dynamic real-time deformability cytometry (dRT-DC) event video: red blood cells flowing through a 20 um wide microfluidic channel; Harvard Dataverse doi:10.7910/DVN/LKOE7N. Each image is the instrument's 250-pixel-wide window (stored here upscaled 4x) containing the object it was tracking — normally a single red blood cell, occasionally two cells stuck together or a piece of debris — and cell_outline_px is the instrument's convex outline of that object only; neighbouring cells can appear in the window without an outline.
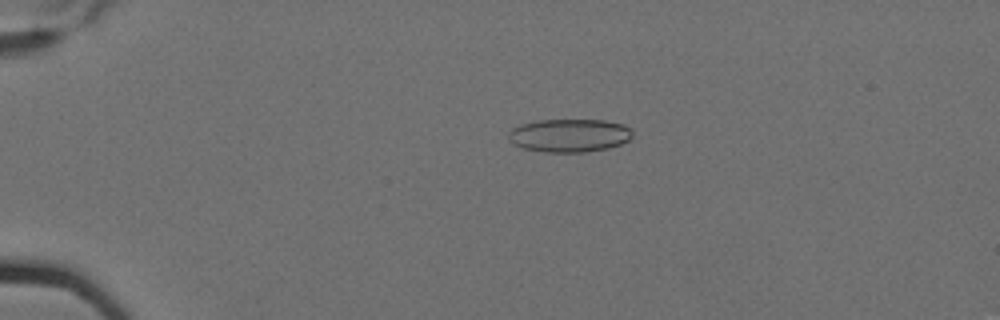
{"species": "Egyptian fruit bat (a non-hibernating species)", "species_latin": "Rousettus aegyptiacus", "temperature_condition": "cold", "stored_images_in_passage": 9, "camera_frame_rate_fps": 3000, "um_per_image_px": 0.085, "animal": {"sex": "female"}, "frame": {"image": 1, "passage_image": 4, "time_ms": 1.0, "image_size_px": [1000, 320], "cell_outline_px": [[632, 136], [628, 140], [620, 144], [608, 148], [584, 152], [544, 152], [520, 148], [508, 136], [508, 132], [512, 128], [520, 124], [536, 120], [604, 120], [624, 124], [632, 132]], "centroid_in_image_um": [48.38, 11.51], "position_along_channel_um": 36.6, "area_um2": 23.99}}
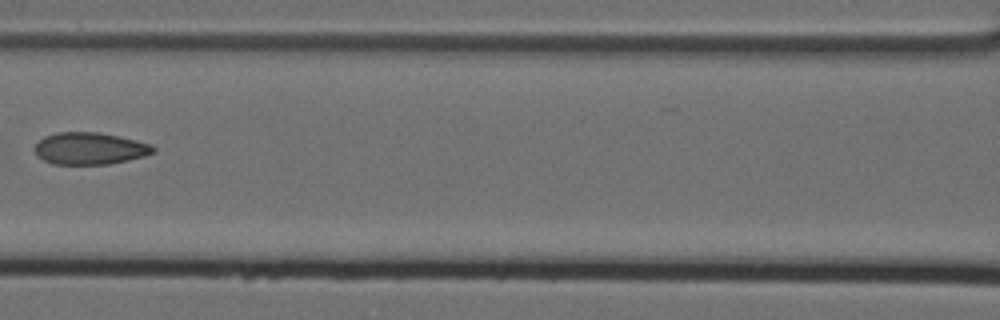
{"frame": {"image": 2, "passage_image": 8, "time_ms": 2.333, "image_size_px": [1000, 320], "cell_outline_px": [[156, 152], [144, 156], [128, 160], [108, 164], [52, 164], [36, 156], [36, 144], [44, 136], [56, 132], [96, 132], [120, 136], [152, 144], [156, 148]], "centroid_in_image_um": [7.66, 12.62], "position_along_channel_um": 158.9, "area_um2": 22.2}}
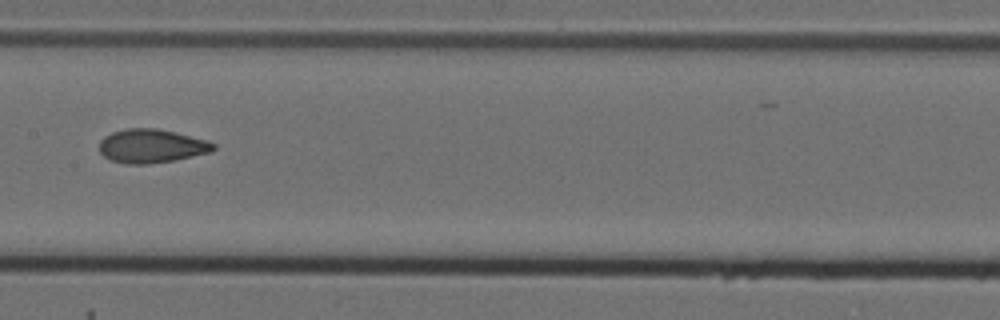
{"frame": {"image": 3, "passage_image": 9, "time_ms": 2.667, "image_size_px": [1000, 320], "cell_outline_px": [[216, 148], [212, 152], [172, 160], [148, 164], [128, 164], [112, 160], [104, 156], [100, 152], [100, 140], [104, 136], [112, 132], [124, 128], [156, 128], [208, 140], [216, 144]], "centroid_in_image_um": [12.88, 12.4], "position_along_channel_um": 194.5, "area_um2": 22.37}}